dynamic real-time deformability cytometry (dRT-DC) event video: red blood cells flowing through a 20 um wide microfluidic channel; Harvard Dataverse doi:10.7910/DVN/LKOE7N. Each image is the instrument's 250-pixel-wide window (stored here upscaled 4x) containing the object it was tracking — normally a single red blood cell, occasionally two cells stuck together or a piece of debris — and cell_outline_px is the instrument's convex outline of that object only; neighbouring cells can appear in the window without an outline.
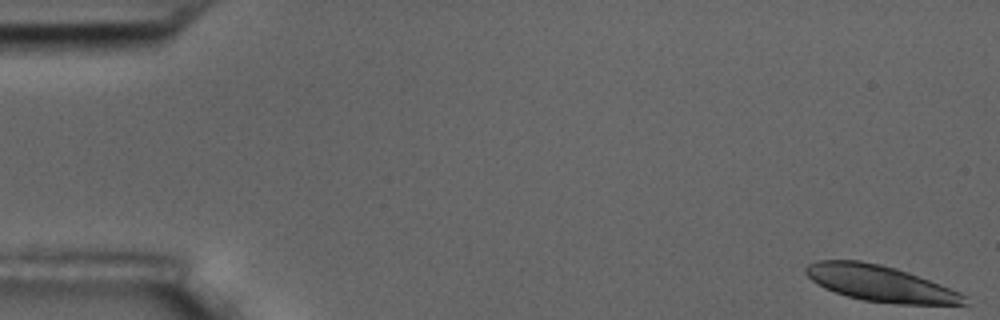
{"species": "common noctule bat (a hibernating species)", "species_latin": "Nyctalus noctula", "temperature_condition": "room temperature", "stored_images_in_passage": 7, "camera_frame_rate_fps": 3000, "um_per_image_px": 0.085, "animal": {"sex": "male", "body_mass_g": 17.5, "forearm_length_mm": 52.3}, "frame": {"image": 1, "passage_image": 1, "time_ms": 0.0, "image_size_px": [1000, 320], "cell_outline_px": [[972, 304], [896, 304], [864, 300], [848, 296], [824, 288], [816, 284], [804, 272], [804, 268], [808, 264], [816, 260], [860, 260], [880, 264], [896, 268], [908, 272], [940, 284], [960, 292], [968, 296]], "centroid_in_image_um": [74.84, 24.09], "position_along_channel_um": 10.2, "area_um2": 33.41}}
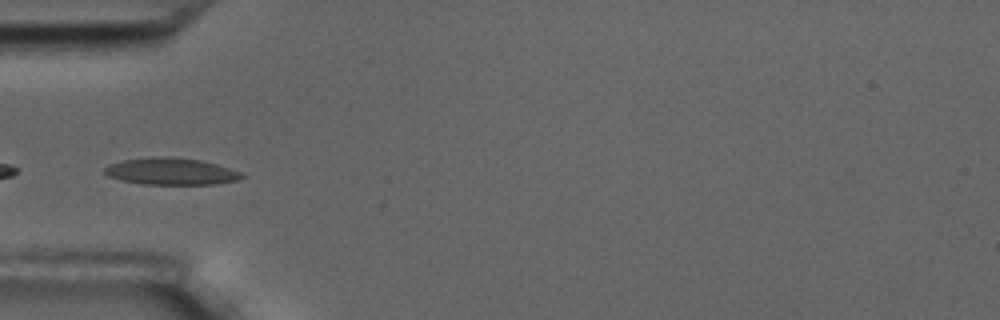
{"frame": {"image": 2, "passage_image": 6, "time_ms": 6.0, "image_size_px": [1000, 320], "cell_outline_px": [[244, 176], [240, 180], [216, 184], [144, 184], [120, 180], [108, 176], [104, 172], [104, 168], [108, 164], [124, 160], [152, 156], [200, 160], [216, 164], [240, 172]], "centroid_in_image_um": [14.51, 14.58], "position_along_channel_um": 70.5, "area_um2": 21.27}}